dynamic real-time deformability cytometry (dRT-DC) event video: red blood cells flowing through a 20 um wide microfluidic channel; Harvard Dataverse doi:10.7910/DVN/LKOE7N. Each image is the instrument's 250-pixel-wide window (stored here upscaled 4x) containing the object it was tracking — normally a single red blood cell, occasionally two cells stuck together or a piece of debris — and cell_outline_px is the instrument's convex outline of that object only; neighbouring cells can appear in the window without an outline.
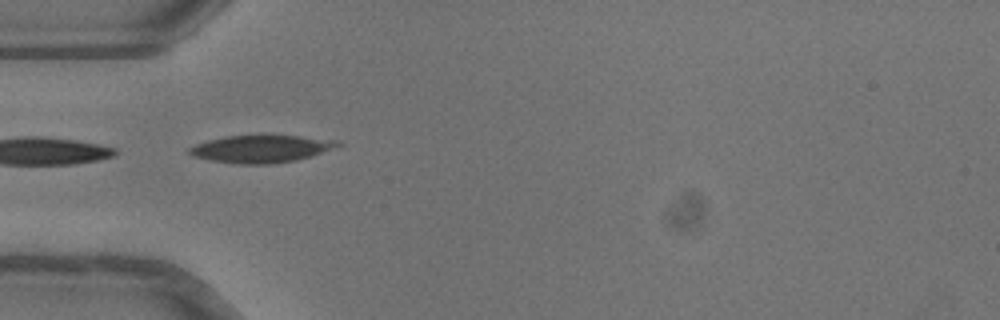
{"species": "common noctule bat (a hibernating species)", "species_latin": "Nyctalus noctula", "temperature_condition": "warm", "stored_images_in_passage": 36, "camera_frame_rate_fps": 3000, "um_per_image_px": 0.085, "animal": {"sex": "female"}, "frame": {"image": 1, "passage_image": 1, "time_ms": 0.0, "image_size_px": [1000, 320], "cell_outline_px": [[344, 144], [296, 160], [268, 164], [240, 164], [212, 160], [192, 156], [188, 152], [188, 148], [196, 144], [208, 140], [224, 136], [260, 132], [272, 132], [340, 140]], "centroid_in_image_um": [22.22, 12.57], "position_along_channel_um": 62.8, "area_um2": 24.8}}